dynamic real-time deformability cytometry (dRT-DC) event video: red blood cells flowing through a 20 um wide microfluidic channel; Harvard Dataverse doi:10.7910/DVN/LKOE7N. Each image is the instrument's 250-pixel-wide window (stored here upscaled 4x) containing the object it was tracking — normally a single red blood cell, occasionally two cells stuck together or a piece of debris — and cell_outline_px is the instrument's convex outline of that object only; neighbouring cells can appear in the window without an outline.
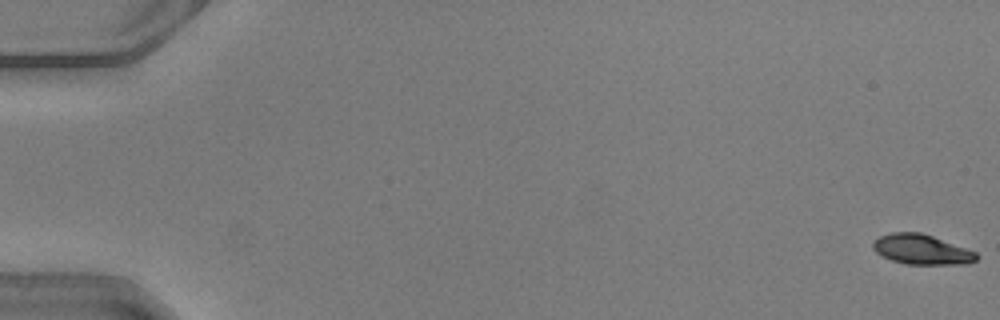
{"species": "common noctule bat (a hibernating species)", "species_latin": "Nyctalus noctula", "temperature_condition": "warm", "stored_images_in_passage": 51, "camera_frame_rate_fps": 3000, "um_per_image_px": 0.085, "animal": {"sex": "male", "body_mass_g": 20.5, "forearm_length_mm": 52.5}, "frame": {"image": 1, "passage_image": 1, "time_ms": 0.0, "image_size_px": [1000, 320], "cell_outline_px": [[980, 256], [976, 260], [968, 264], [904, 264], [880, 256], [872, 248], [872, 244], [880, 236], [892, 232], [920, 232], [932, 236], [976, 252]], "centroid_in_image_um": [78.33, 21.21], "position_along_channel_um": 6.7, "area_um2": 18.03}}
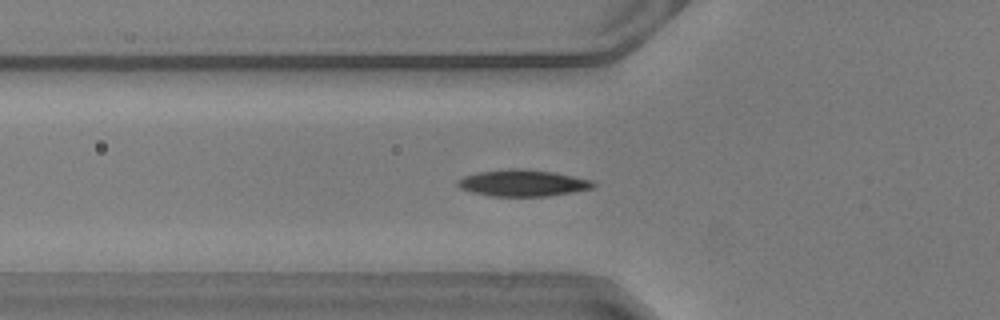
{"frame": {"image": 2, "passage_image": 19, "time_ms": 6.0, "image_size_px": [1000, 320], "cell_outline_px": [[596, 184], [592, 188], [572, 192], [548, 196], [492, 196], [472, 192], [460, 188], [456, 184], [456, 180], [464, 176], [476, 172], [508, 168], [520, 168], [552, 172], [592, 180]], "centroid_in_image_um": [44.39, 15.55], "position_along_channel_um": 81.4, "area_um2": 20.98}}
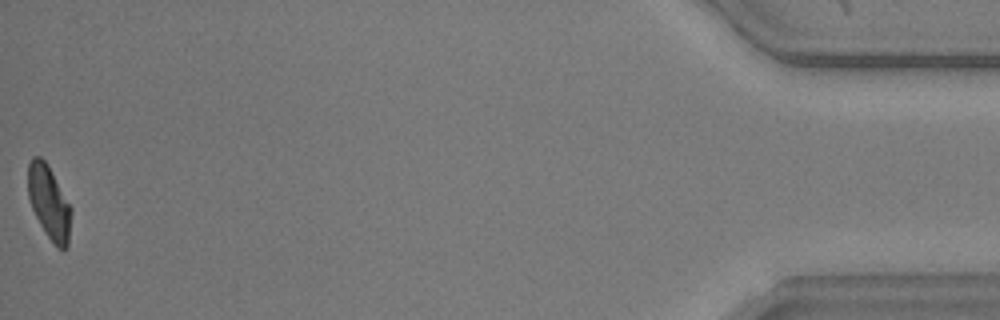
{"frame": {"image": 3, "passage_image": 51, "time_ms": 16.667, "image_size_px": [1000, 320], "cell_outline_px": [[72, 212], [68, 244], [64, 252], [56, 248], [44, 232], [28, 200], [28, 164], [32, 156], [40, 156], [48, 164], [72, 208]], "centroid_in_image_um": [4.18, 17.23], "position_along_channel_um": 431.0, "area_um2": 18.84}, "authors_computed_cell_mechanics": {"area_um2": 19.652, "velocity_mm_per_s": 4.1166, "shape_relaxation_time_tau1_ms": 2.7111, "shape_relaxation_time_tau2_ms": 1.2065, "deformation_change_tau1": 0.1367, "deformation_change_tau2": 0.0563}}